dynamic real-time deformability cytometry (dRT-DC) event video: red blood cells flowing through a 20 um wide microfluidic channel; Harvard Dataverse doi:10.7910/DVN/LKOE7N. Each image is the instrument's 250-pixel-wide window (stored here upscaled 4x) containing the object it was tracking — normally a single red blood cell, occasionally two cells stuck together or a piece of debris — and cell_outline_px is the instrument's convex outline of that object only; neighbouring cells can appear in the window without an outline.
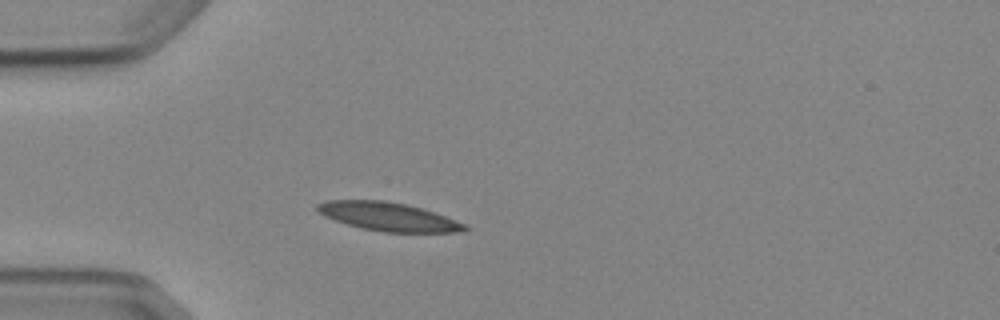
{"species": "Egyptian fruit bat (a non-hibernating species)", "species_latin": "Rousettus aegyptiacus", "temperature_condition": "cold", "stored_images_in_passage": 3, "camera_frame_rate_fps": 3000, "um_per_image_px": 0.085, "animal": {"sex": "female"}, "frame": {"image": 1, "passage_image": 1, "time_ms": 0.0, "image_size_px": [1000, 320], "cell_outline_px": [[468, 228], [464, 232], [384, 232], [360, 228], [324, 216], [316, 208], [316, 204], [324, 200], [384, 200], [408, 204], [424, 208], [456, 220], [464, 224]], "centroid_in_image_um": [33.01, 18.4], "position_along_channel_um": 52.0, "area_um2": 24.57}}
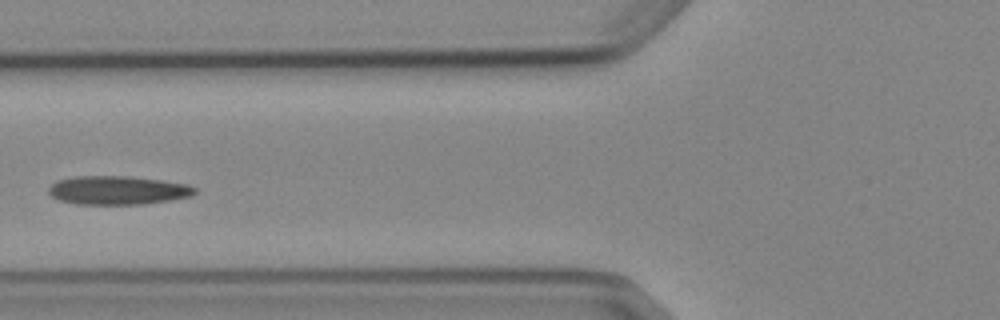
{"frame": {"image": 2, "passage_image": 3, "time_ms": 2.0, "image_size_px": [1000, 320], "cell_outline_px": [[196, 192], [188, 196], [168, 200], [144, 204], [76, 204], [60, 200], [52, 196], [48, 192], [48, 188], [56, 180], [76, 176], [124, 176], [160, 180], [188, 184], [196, 188]], "centroid_in_image_um": [9.96, 16.17], "position_along_channel_um": 115.8, "area_um2": 24.22}}